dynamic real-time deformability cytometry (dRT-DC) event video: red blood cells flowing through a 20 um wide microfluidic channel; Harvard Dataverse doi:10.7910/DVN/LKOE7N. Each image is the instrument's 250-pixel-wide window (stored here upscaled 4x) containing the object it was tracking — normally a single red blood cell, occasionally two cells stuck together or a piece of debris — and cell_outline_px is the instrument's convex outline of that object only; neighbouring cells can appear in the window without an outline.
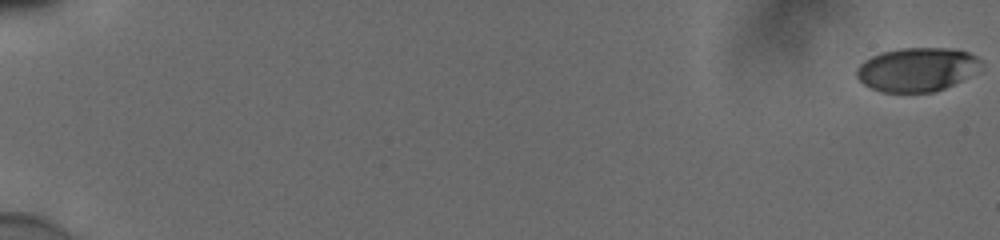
{"species": "human", "species_latin": "Homo sapiens", "temperature_condition": "cold", "stored_images_in_passage": 57, "camera_frame_rate_fps": 3000, "um_per_image_px": 0.085, "donor": {"sex": "male"}, "frame": {"image": 1, "passage_image": 1, "time_ms": 0.0, "image_size_px": [1000, 240], "cell_outline_px": [[980, 60], [960, 80], [944, 88], [932, 92], [880, 92], [864, 84], [856, 76], [856, 68], [864, 60], [880, 52], [900, 48], [948, 48], [968, 52], [976, 56]], "centroid_in_image_um": [77.79, 5.9], "position_along_channel_um": 7.2, "area_um2": 30.92}}
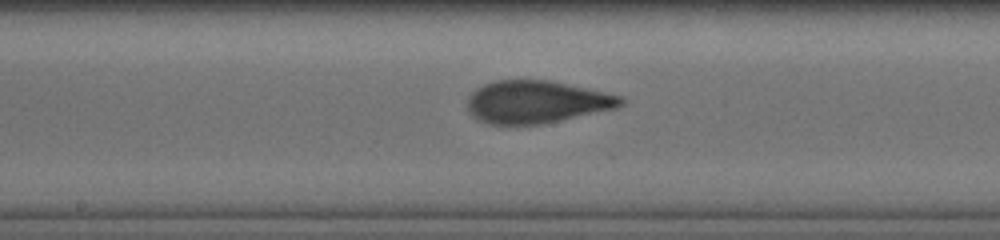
{"frame": {"image": 2, "passage_image": 33, "time_ms": 10.667, "image_size_px": [1000, 240], "cell_outline_px": [[624, 104], [616, 108], [536, 124], [492, 124], [480, 120], [468, 108], [468, 96], [476, 88], [484, 84], [496, 80], [548, 80], [624, 96]], "centroid_in_image_um": [45.61, 8.64], "position_along_channel_um": 202.6, "area_um2": 37.28}}
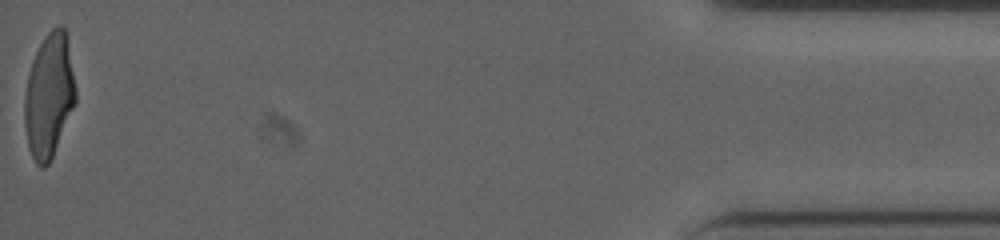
{"frame": {"image": 3, "passage_image": 57, "time_ms": 18.667, "image_size_px": [1000, 240], "cell_outline_px": [[76, 100], [52, 156], [48, 164], [44, 168], [40, 168], [36, 164], [28, 148], [24, 124], [24, 96], [28, 76], [32, 60], [44, 36], [56, 24], [60, 24], [64, 28], [76, 88]], "centroid_in_image_um": [4.14, 8.14], "position_along_channel_um": 431.1, "area_um2": 36.53}, "authors_computed_cell_mechanics": {"area_um2": 37.0498, "velocity_mm_per_s": 3.8764, "shape_relaxation_time_tau1_ms": 4.7871, "shape_relaxation_time_tau2_ms": 1.0473, "deformation_change_tau1": 0.1981, "deformation_change_tau2": 0.0772}}